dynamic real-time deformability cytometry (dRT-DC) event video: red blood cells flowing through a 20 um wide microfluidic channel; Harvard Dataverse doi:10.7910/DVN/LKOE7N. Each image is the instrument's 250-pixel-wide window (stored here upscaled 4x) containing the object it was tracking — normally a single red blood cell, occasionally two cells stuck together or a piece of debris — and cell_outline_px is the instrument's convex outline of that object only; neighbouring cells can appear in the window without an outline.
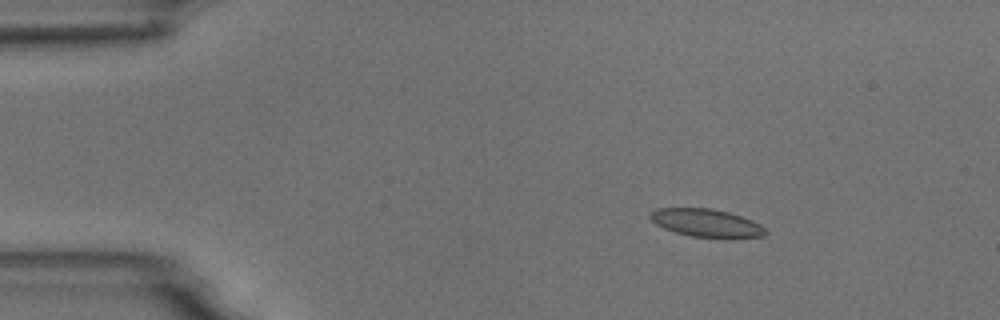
{"species": "common noctule bat (a hibernating species)", "species_latin": "Nyctalus noctula", "temperature_condition": "room temperature", "stored_images_in_passage": 4, "camera_frame_rate_fps": 3000, "um_per_image_px": 0.085, "animal": {"sex": "male", "body_mass_g": 18.8}, "frame": {"image": 1, "passage_image": 2, "time_ms": 2.0, "image_size_px": [1000, 320], "cell_outline_px": [[768, 232], [764, 236], [732, 240], [728, 240], [692, 236], [676, 232], [664, 228], [656, 224], [648, 216], [648, 212], [656, 208], [712, 208], [728, 212], [752, 220], [760, 224]], "centroid_in_image_um": [60.08, 18.98], "position_along_channel_um": 24.9, "area_um2": 19.36}}